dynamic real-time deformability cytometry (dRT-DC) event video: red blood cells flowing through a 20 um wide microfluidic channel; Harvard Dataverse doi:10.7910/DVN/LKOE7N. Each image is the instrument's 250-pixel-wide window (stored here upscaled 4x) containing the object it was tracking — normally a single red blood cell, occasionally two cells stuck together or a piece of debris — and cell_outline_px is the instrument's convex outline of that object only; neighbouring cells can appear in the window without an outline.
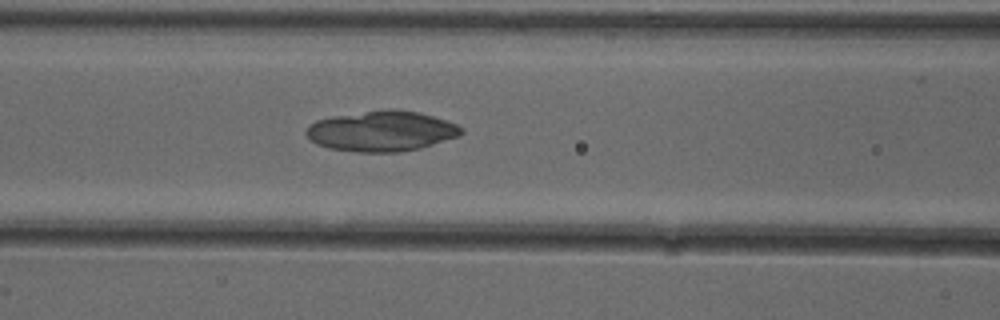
{"species": "common noctule bat (a hibernating species)", "species_latin": "Nyctalus noctula", "temperature_condition": "cold", "stored_images_in_passage": 44, "camera_frame_rate_fps": 3000, "um_per_image_px": 0.085, "animal": {"sex": "female"}, "frame": {"image": 1, "passage_image": 17, "time_ms": 5.333, "image_size_px": [1000, 320], "cell_outline_px": [[464, 132], [456, 136], [420, 148], [400, 152], [356, 152], [328, 148], [316, 144], [304, 132], [316, 120], [332, 116], [384, 108], [400, 108], [432, 116], [456, 124], [464, 128]], "centroid_in_image_um": [32.41, 11.13], "position_along_channel_um": 134.2, "area_um2": 36.53}}
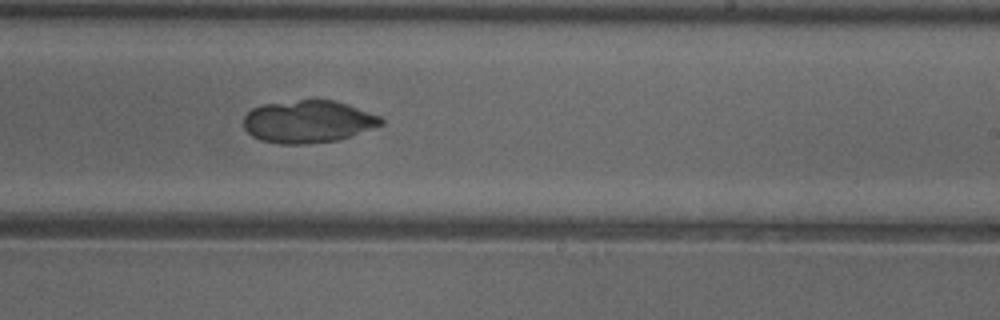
{"frame": {"image": 2, "passage_image": 27, "time_ms": 8.667, "image_size_px": [1000, 320], "cell_outline_px": [[384, 124], [336, 140], [304, 144], [280, 144], [260, 140], [252, 136], [244, 128], [244, 116], [252, 108], [260, 104], [300, 100], [332, 100], [348, 104], [380, 116], [384, 120]], "centroid_in_image_um": [26.15, 10.33], "position_along_channel_um": 262.8, "area_um2": 33.87}}
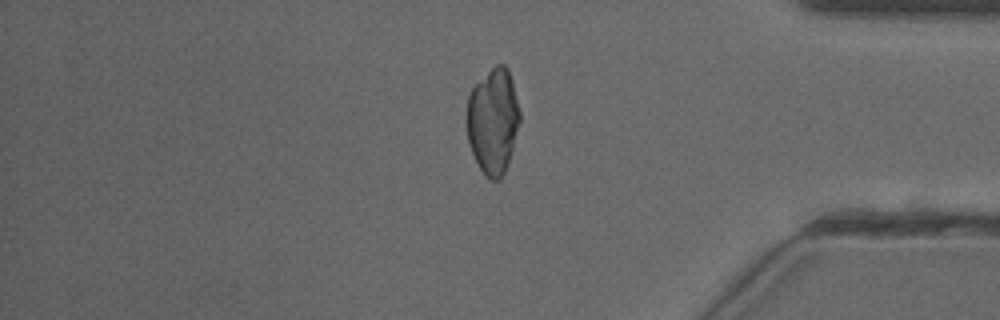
{"frame": {"image": 3, "passage_image": 39, "time_ms": 12.667, "image_size_px": [1000, 320], "cell_outline_px": [[520, 120], [508, 164], [500, 180], [492, 180], [480, 168], [468, 144], [468, 96], [472, 88], [496, 64], [504, 64], [508, 68], [512, 80], [520, 112]], "centroid_in_image_um": [41.92, 10.28], "position_along_channel_um": 393.3, "area_um2": 32.14}}